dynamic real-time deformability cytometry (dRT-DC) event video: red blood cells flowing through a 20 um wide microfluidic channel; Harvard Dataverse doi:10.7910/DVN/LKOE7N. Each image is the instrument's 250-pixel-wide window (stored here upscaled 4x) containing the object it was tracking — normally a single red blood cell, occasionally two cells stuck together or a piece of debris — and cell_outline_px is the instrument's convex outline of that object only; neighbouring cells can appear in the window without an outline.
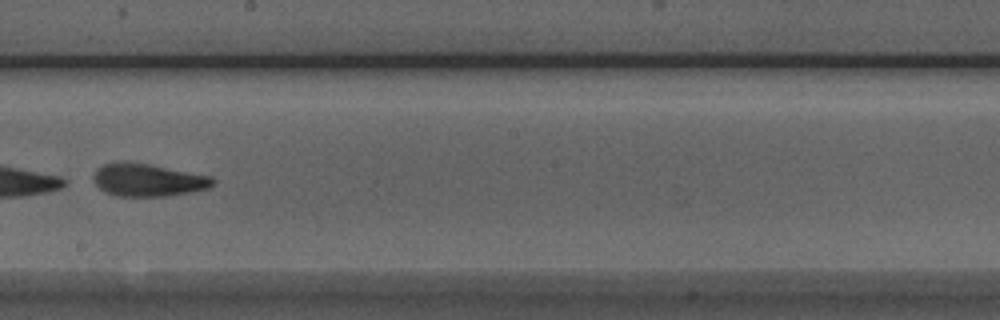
{"species": "Egyptian fruit bat (a non-hibernating species)", "species_latin": "Rousettus aegyptiacus", "temperature_condition": "room temperature", "stored_images_in_passage": 41, "camera_frame_rate_fps": 3000, "um_per_image_px": 0.085, "animal": {"sex": "male"}, "frame": {"image": 1, "passage_image": 18, "time_ms": 5.667, "image_size_px": [1000, 320], "cell_outline_px": [[216, 180], [208, 188], [188, 192], [164, 196], [116, 196], [104, 192], [96, 184], [92, 176], [96, 168], [104, 164], [148, 164], [212, 176]], "centroid_in_image_um": [12.58, 15.33], "position_along_channel_um": 235.6, "area_um2": 22.14}, "authors_computed_cell_mechanics": {"area_um2": 22.5998, "velocity_mm_per_s": 3.954, "shape_relaxation_time_tau1_ms": 0.9533, "shape_relaxation_time_tau2_ms": 2.3569, "deformation_change_tau1": 0.2784, "deformation_change_tau2": 0.0977}}